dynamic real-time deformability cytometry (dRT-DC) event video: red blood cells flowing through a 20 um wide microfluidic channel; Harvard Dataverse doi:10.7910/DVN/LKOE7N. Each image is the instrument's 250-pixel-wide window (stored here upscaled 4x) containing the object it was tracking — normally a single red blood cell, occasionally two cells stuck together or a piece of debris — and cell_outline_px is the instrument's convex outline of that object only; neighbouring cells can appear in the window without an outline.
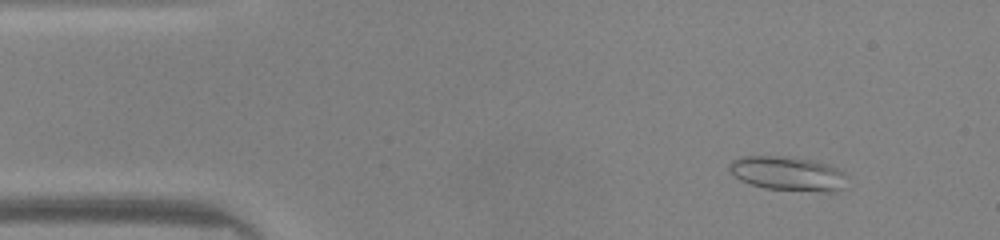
{"species": "common noctule bat (a hibernating species)", "species_latin": "Nyctalus noctula", "temperature_condition": "warm", "stored_images_in_passage": 48, "camera_frame_rate_fps": 3000, "um_per_image_px": 0.085, "animal": {"sex": "male", "body_mass_g": 20.0, "forearm_length_mm": 53.3}, "frame": {"image": 1, "passage_image": 5, "time_ms": 1.333, "image_size_px": [1000, 240], "cell_outline_px": [[844, 172], [840, 188], [836, 192], [824, 192], [764, 188], [740, 180], [728, 168], [728, 164], [732, 160], [740, 156], [788, 156], [812, 160], [828, 164]], "centroid_in_image_um": [66.9, 14.74], "position_along_channel_um": 18.1, "area_um2": 23.24}}
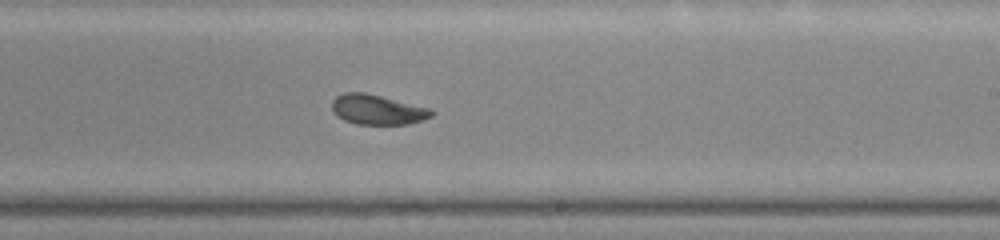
{"frame": {"image": 2, "passage_image": 28, "time_ms": 9.0, "image_size_px": [1000, 240], "cell_outline_px": [[436, 112], [432, 116], [408, 124], [356, 124], [344, 120], [336, 116], [332, 108], [332, 100], [336, 96], [344, 92], [364, 92], [432, 108]], "centroid_in_image_um": [32.08, 9.31], "position_along_channel_um": 256.9, "area_um2": 17.46}}
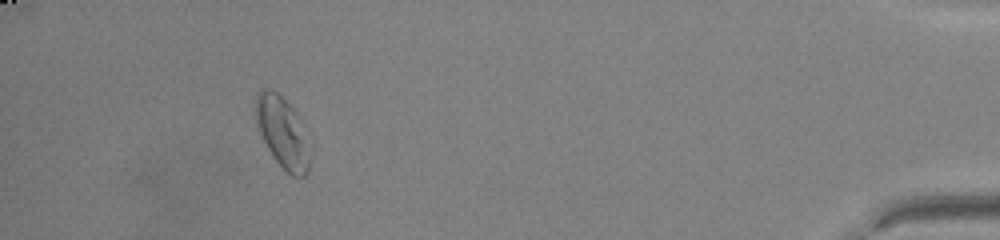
{"frame": {"image": 3, "passage_image": 44, "time_ms": 14.333, "image_size_px": [1000, 240], "cell_outline_px": [[308, 172], [304, 176], [292, 176], [284, 172], [272, 156], [260, 132], [256, 120], [256, 92], [260, 88], [272, 88], [296, 112], [308, 160]], "centroid_in_image_um": [23.92, 11.23], "position_along_channel_um": 411.3, "area_um2": 21.33}, "authors_computed_cell_mechanics": {"area_um2": 18.0625, "velocity_mm_per_s": 4.1561, "shape_relaxation_time_tau1_ms": 2.7391, "shape_relaxation_time_tau2_ms": 2.0826, "deformation_change_tau1": 0.1259, "deformation_change_tau2": 0.0743}}